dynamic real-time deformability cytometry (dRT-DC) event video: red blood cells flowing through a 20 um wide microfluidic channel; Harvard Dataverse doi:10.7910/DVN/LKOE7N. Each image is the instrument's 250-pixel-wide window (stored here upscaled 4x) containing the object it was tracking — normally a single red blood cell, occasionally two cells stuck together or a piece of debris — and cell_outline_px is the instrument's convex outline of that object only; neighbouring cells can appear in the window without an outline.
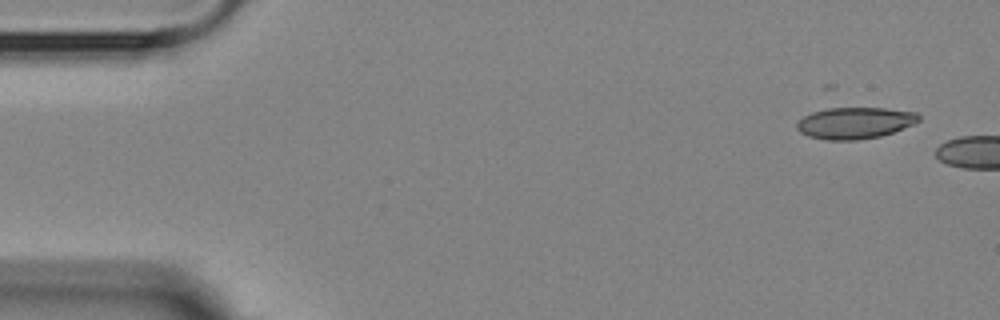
{"species": "Egyptian fruit bat (a non-hibernating species)", "species_latin": "Rousettus aegyptiacus", "temperature_condition": "room temperature", "stored_images_in_passage": 2, "camera_frame_rate_fps": 3000, "um_per_image_px": 0.085, "animal": {"sex": "female"}, "frame": {"image": 1, "passage_image": 1, "time_ms": 0.0, "image_size_px": [1000, 320], "cell_outline_px": [[920, 120], [912, 124], [892, 132], [880, 136], [856, 140], [828, 140], [808, 136], [800, 132], [796, 128], [796, 124], [804, 116], [812, 112], [828, 108], [884, 108], [916, 112], [920, 116]], "centroid_in_image_um": [72.64, 10.45], "position_along_channel_um": 12.4, "area_um2": 22.2}}